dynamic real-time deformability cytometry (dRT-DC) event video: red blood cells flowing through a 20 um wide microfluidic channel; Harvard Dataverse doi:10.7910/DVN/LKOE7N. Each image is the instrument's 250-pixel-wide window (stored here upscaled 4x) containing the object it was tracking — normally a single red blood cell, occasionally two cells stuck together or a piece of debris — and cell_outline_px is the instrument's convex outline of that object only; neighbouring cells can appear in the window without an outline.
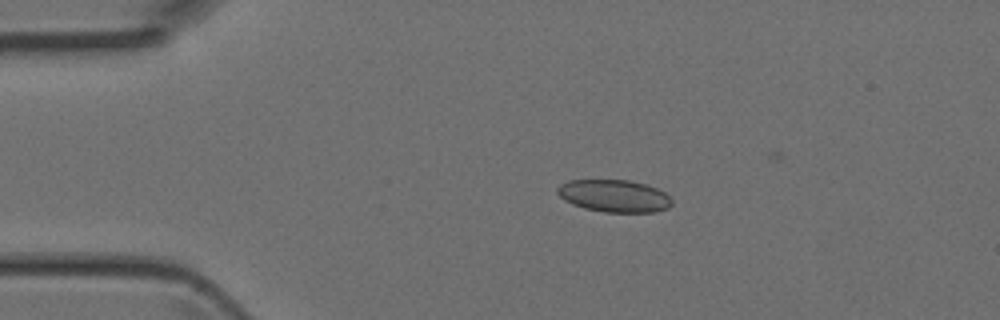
{"species": "Egyptian fruit bat (a non-hibernating species)", "species_latin": "Rousettus aegyptiacus", "temperature_condition": "room temperature", "stored_images_in_passage": 4, "segment_of_instrument_passage": [1, 2], "camera_frame_rate_fps": 3000, "um_per_image_px": 0.085, "animal": {"sex": "female"}, "frame": {"image": 1, "passage_image": 2, "time_ms": 0.333, "image_size_px": [1000, 320], "cell_outline_px": [[672, 204], [668, 208], [652, 212], [604, 212], [584, 208], [572, 204], [564, 200], [556, 192], [556, 188], [560, 184], [568, 180], [628, 180], [644, 184], [656, 188], [664, 192], [672, 200]], "centroid_in_image_um": [52.17, 16.65], "position_along_channel_um": 32.8, "area_um2": 21.56}}